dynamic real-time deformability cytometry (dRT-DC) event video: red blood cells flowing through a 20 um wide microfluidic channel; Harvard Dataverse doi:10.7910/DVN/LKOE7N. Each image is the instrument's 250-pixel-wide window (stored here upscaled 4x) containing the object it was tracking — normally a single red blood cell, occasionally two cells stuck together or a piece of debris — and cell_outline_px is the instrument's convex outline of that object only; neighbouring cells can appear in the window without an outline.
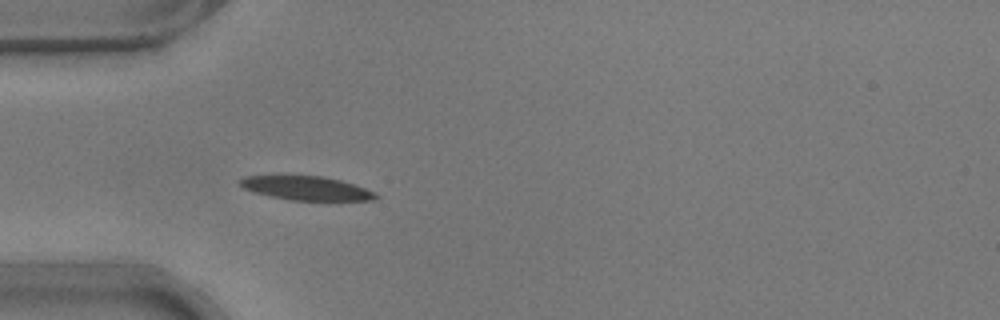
{"species": "common noctule bat (a hibernating species)", "species_latin": "Nyctalus noctula", "temperature_condition": "warm", "stored_images_in_passage": 4, "camera_frame_rate_fps": 3000, "um_per_image_px": 0.085, "animal": {"sex": "male", "body_mass_g": 17.9}, "frame": {"image": 1, "passage_image": 1, "time_ms": 0.0, "image_size_px": [1000, 320], "cell_outline_px": [[380, 196], [372, 200], [292, 200], [252, 192], [244, 188], [236, 180], [244, 176], [324, 176], [340, 180], [376, 192]], "centroid_in_image_um": [26.02, 15.99], "position_along_channel_um": 59.0, "area_um2": 18.73}}
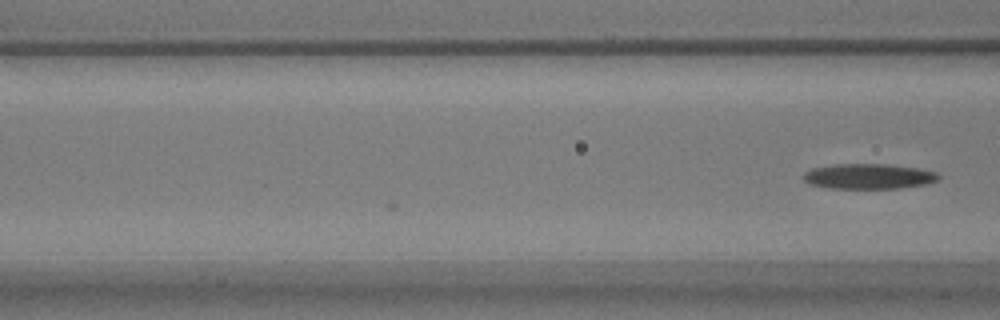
{"frame": {"image": 2, "passage_image": 4, "time_ms": 1.0, "image_size_px": [1000, 320], "cell_outline_px": [[940, 180], [928, 184], [900, 188], [828, 188], [808, 184], [804, 180], [804, 172], [812, 168], [836, 164], [884, 164], [916, 168], [936, 172], [940, 176]], "centroid_in_image_um": [73.84, 14.99], "position_along_channel_um": 92.8, "area_um2": 19.88}}